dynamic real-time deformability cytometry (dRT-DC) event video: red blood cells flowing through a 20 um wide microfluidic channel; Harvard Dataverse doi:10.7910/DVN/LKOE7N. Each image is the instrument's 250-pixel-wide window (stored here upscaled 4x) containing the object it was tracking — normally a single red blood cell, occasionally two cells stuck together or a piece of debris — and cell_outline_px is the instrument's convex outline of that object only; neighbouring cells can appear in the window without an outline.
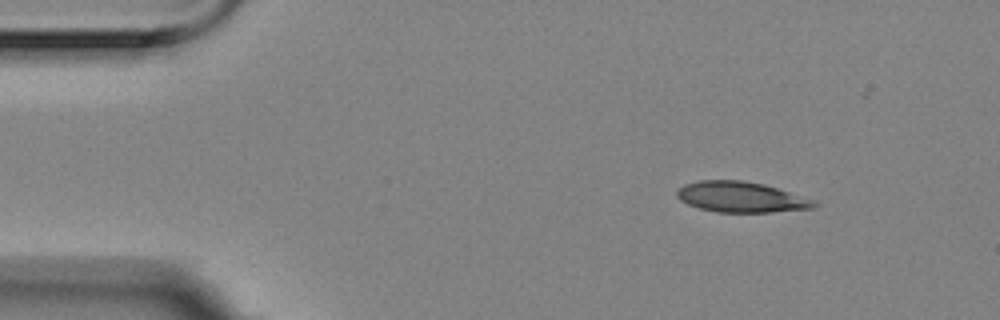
{"species": "Egyptian fruit bat (a non-hibernating species)", "species_latin": "Rousettus aegyptiacus", "temperature_condition": "room temperature", "stored_images_in_passage": 3, "camera_frame_rate_fps": 3000, "um_per_image_px": 0.085, "animal": {"sex": "female"}, "frame": {"image": 1, "passage_image": 1, "time_ms": 0.0, "image_size_px": [1000, 320], "cell_outline_px": [[820, 204], [812, 208], [772, 212], [716, 212], [700, 208], [688, 204], [680, 200], [676, 196], [676, 192], [684, 184], [700, 180], [740, 180], [764, 184], [816, 200]], "centroid_in_image_um": [63.0, 16.75], "position_along_channel_um": 22.0, "area_um2": 24.45}}